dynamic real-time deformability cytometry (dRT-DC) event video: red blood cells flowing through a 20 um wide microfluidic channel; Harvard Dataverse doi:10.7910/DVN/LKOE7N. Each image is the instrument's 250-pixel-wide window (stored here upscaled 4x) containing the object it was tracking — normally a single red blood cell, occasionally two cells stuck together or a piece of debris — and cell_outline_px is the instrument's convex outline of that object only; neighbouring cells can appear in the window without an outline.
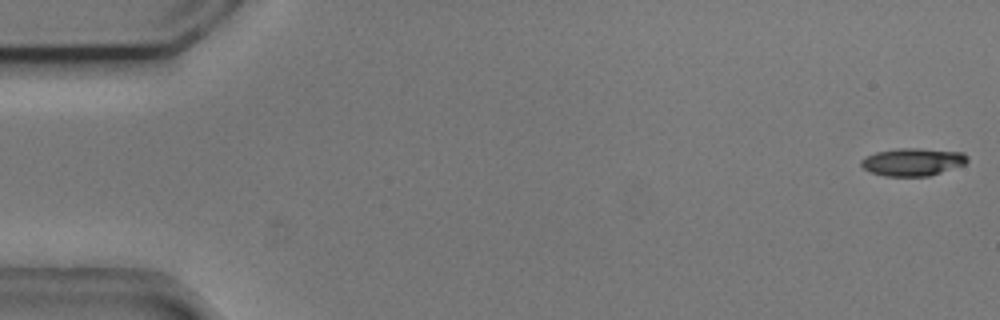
{"species": "common noctule bat (a hibernating species)", "species_latin": "Nyctalus noctula", "temperature_condition": "cold", "stored_images_in_passage": 54, "camera_frame_rate_fps": 3000, "um_per_image_px": 0.085, "animal": {"sex": "male", "body_mass_g": 20.5, "forearm_length_mm": 52.5}, "frame": {"image": 1, "passage_image": 1, "time_ms": 0.0, "image_size_px": [1000, 320], "cell_outline_px": [[968, 160], [964, 164], [928, 176], [884, 176], [872, 172], [864, 168], [860, 164], [860, 160], [876, 152], [900, 148], [920, 148], [964, 152], [968, 156]], "centroid_in_image_um": [77.59, 13.75], "position_along_channel_um": 7.4, "area_um2": 16.99}}
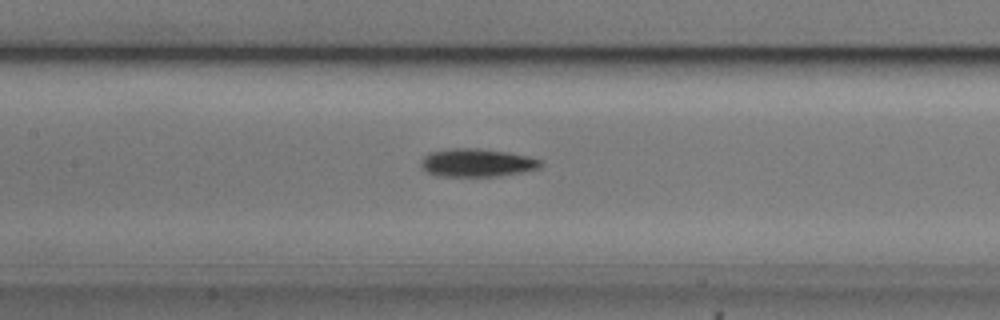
{"frame": {"image": 2, "passage_image": 25, "time_ms": 8.0, "image_size_px": [1000, 320], "cell_outline_px": [[544, 164], [540, 168], [524, 172], [500, 176], [436, 176], [420, 168], [420, 160], [428, 152], [452, 148], [476, 148], [508, 152], [528, 156], [544, 160]], "centroid_in_image_um": [40.56, 13.83], "position_along_channel_um": 166.8, "area_um2": 20.0}}
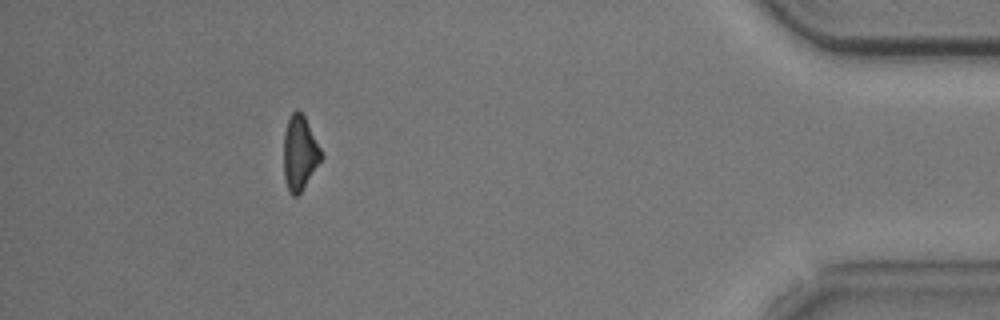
{"frame": {"image": 3, "passage_image": 49, "time_ms": 16.0, "image_size_px": [1000, 320], "cell_outline_px": [[324, 156], [300, 192], [296, 196], [292, 196], [288, 192], [284, 180], [284, 132], [288, 120], [292, 112], [296, 108], [304, 116]], "centroid_in_image_um": [25.46, 13.02], "position_along_channel_um": 409.7, "area_um2": 16.13}, "authors_computed_cell_mechanics": {"area_um2": 17.4556, "velocity_mm_per_s": 3.7328, "shape_relaxation_time_tau1_ms": 2.6789, "shape_relaxation_time_tau2_ms": null, "deformation_change_tau1": 0.1179, "deformation_change_tau2": null}}